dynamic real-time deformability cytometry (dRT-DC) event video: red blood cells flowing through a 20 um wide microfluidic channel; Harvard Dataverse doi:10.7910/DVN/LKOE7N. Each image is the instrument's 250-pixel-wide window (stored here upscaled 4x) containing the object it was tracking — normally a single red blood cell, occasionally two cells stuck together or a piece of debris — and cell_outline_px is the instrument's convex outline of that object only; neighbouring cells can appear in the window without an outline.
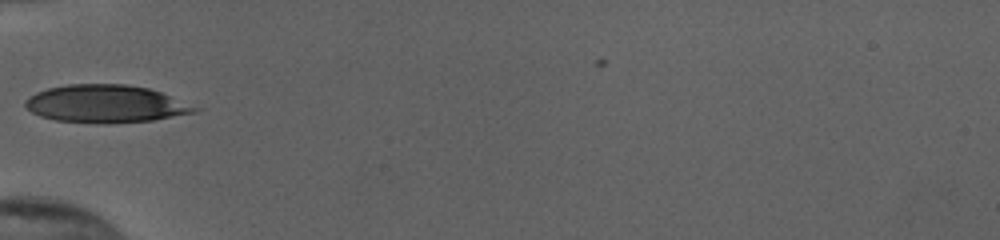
{"species": "human", "species_latin": "Homo sapiens", "temperature_condition": "cold", "stored_images_in_passage": 35, "camera_frame_rate_fps": 3000, "um_per_image_px": 0.085, "donor": {"sex": "female"}, "frame": {"image": 1, "passage_image": 1, "time_ms": 0.0, "image_size_px": [1000, 240], "cell_outline_px": [[204, 108], [196, 112], [152, 120], [108, 124], [56, 120], [40, 116], [32, 112], [24, 104], [24, 100], [28, 96], [36, 92], [48, 88], [68, 84], [124, 84], [148, 88], [160, 92]], "centroid_in_image_um": [9.0, 8.83], "position_along_channel_um": 76.0, "area_um2": 37.34}}
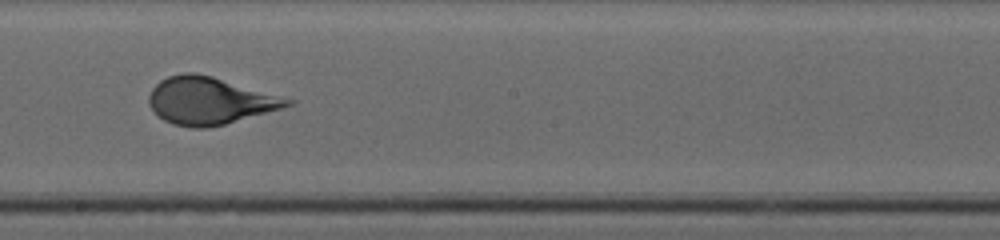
{"frame": {"image": 2, "passage_image": 13, "time_ms": 4.0, "image_size_px": [1000, 240], "cell_outline_px": [[296, 104], [224, 124], [208, 128], [192, 128], [172, 124], [164, 120], [148, 104], [148, 96], [152, 88], [160, 80], [168, 76], [184, 72], [196, 72], [212, 76], [296, 100]], "centroid_in_image_um": [17.82, 8.55], "position_along_channel_um": 230.4, "area_um2": 38.09}}
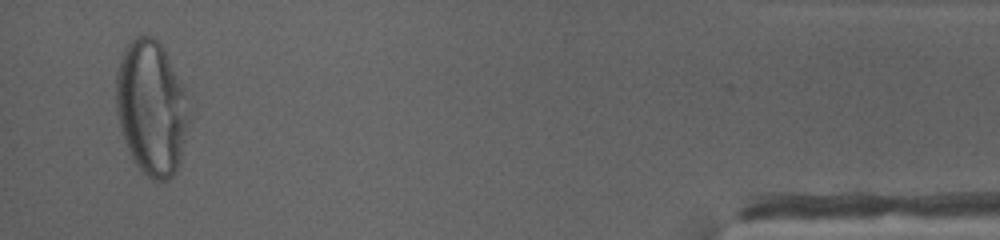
{"frame": {"image": 3, "passage_image": 33, "time_ms": 10.667, "image_size_px": [1000, 240], "cell_outline_px": [[192, 120], [180, 160], [176, 172], [168, 180], [152, 180], [140, 172], [132, 160], [120, 128], [116, 112], [116, 72], [124, 48], [140, 32], [152, 36], [164, 48], [184, 84]], "centroid_in_image_um": [12.9, 9.17], "position_along_channel_um": 422.3, "area_um2": 58.61}, "authors_computed_cell_mechanics": {"area_um2": 37.9746, "velocity_mm_per_s": 3.8552, "shape_relaxation_time_tau1_ms": 4.6863, "shape_relaxation_time_tau2_ms": null, "deformation_change_tau1": 0.1972, "deformation_change_tau2": null}}